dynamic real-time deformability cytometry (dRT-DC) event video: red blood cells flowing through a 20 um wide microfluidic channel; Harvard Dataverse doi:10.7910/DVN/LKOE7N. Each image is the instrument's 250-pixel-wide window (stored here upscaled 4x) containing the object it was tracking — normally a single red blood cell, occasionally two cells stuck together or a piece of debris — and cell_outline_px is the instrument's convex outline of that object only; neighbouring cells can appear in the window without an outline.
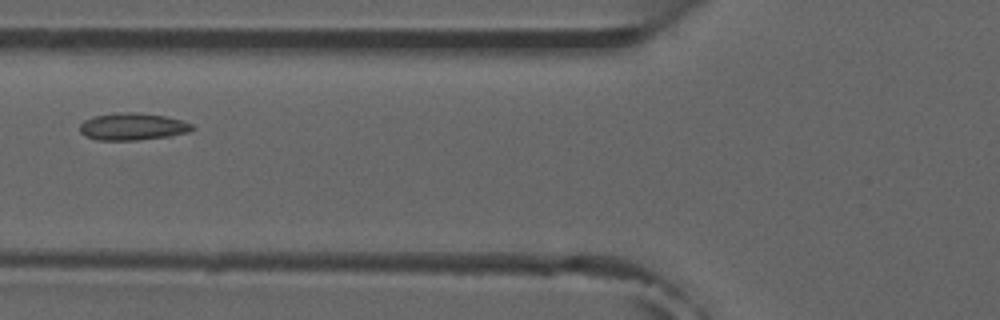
{"species": "common noctule bat (a hibernating species)", "species_latin": "Nyctalus noctula", "temperature_condition": "room temperature", "stored_images_in_passage": 2, "camera_frame_rate_fps": 3000, "um_per_image_px": 0.085, "animal": {"sex": "male", "forearm_length_mm": 52.5}, "frame": {"image": 1, "passage_image": 2, "time_ms": 1.333, "image_size_px": [1000, 320], "cell_outline_px": [[196, 128], [188, 132], [172, 136], [136, 140], [96, 140], [84, 136], [80, 132], [80, 124], [84, 120], [92, 116], [120, 112], [136, 112], [164, 116], [180, 120], [192, 124]], "centroid_in_image_um": [11.25, 10.76], "position_along_channel_um": 114.6, "area_um2": 17.92}}